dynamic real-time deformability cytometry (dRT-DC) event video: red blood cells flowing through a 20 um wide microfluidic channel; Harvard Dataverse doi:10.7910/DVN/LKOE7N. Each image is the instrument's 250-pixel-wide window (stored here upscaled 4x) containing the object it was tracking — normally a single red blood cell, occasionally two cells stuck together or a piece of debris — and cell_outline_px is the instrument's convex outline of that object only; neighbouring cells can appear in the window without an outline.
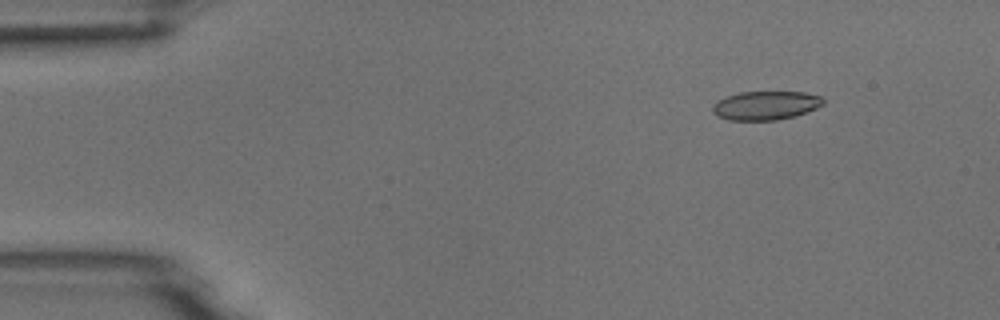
{"species": "common noctule bat (a hibernating species)", "species_latin": "Nyctalus noctula", "temperature_condition": "room temperature", "stored_images_in_passage": 6, "camera_frame_rate_fps": 3000, "um_per_image_px": 0.085, "animal": {"sex": "male", "body_mass_g": 18.8}, "frame": {"image": 1, "passage_image": 1, "time_ms": 0.0, "image_size_px": [1000, 320], "cell_outline_px": [[824, 104], [816, 108], [796, 116], [776, 120], [728, 120], [716, 116], [712, 112], [712, 108], [716, 100], [724, 96], [740, 92], [804, 92], [820, 96], [824, 100]], "centroid_in_image_um": [65.04, 8.96], "position_along_channel_um": 20.0, "area_um2": 18.73}}
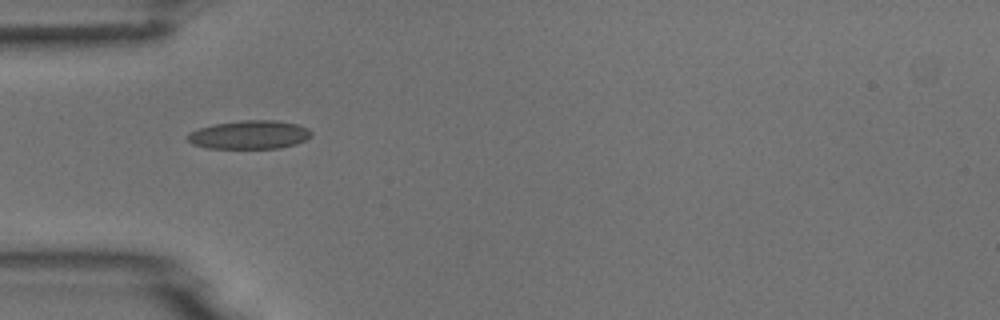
{"frame": {"image": 2, "passage_image": 4, "time_ms": 3.333, "image_size_px": [1000, 320], "cell_outline_px": [[312, 136], [296, 144], [280, 148], [208, 148], [192, 144], [188, 140], [188, 136], [192, 132], [200, 128], [212, 124], [240, 120], [276, 120], [296, 124], [308, 128], [312, 132]], "centroid_in_image_um": [21.24, 11.45], "position_along_channel_um": 63.8, "area_um2": 20.52}}